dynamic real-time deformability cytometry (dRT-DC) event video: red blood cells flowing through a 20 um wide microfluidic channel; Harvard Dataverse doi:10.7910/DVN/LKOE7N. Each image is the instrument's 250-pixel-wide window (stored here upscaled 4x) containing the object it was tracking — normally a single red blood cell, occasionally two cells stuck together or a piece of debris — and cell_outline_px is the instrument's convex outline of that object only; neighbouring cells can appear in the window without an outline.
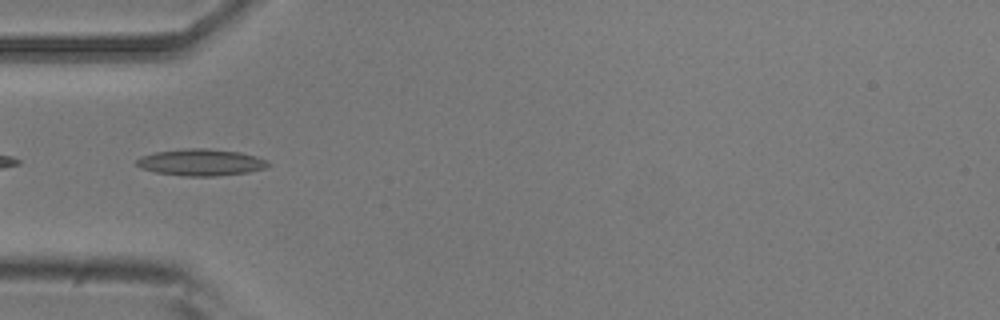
{"species": "common noctule bat (a hibernating species)", "species_latin": "Nyctalus noctula", "temperature_condition": "room temperature", "stored_images_in_passage": 2, "camera_frame_rate_fps": 3000, "um_per_image_px": 0.085, "animal": {"sex": "male", "body_mass_g": 20.5, "forearm_length_mm": 52.5}, "frame": {"image": 1, "passage_image": 1, "time_ms": 0.0, "image_size_px": [1000, 320], "cell_outline_px": [[272, 164], [264, 168], [248, 172], [216, 176], [184, 176], [156, 172], [140, 168], [136, 164], [136, 160], [140, 156], [156, 152], [184, 148], [208, 148], [240, 152], [256, 156], [268, 160]], "centroid_in_image_um": [17.09, 13.79], "position_along_channel_um": 67.9, "area_um2": 20.58}}
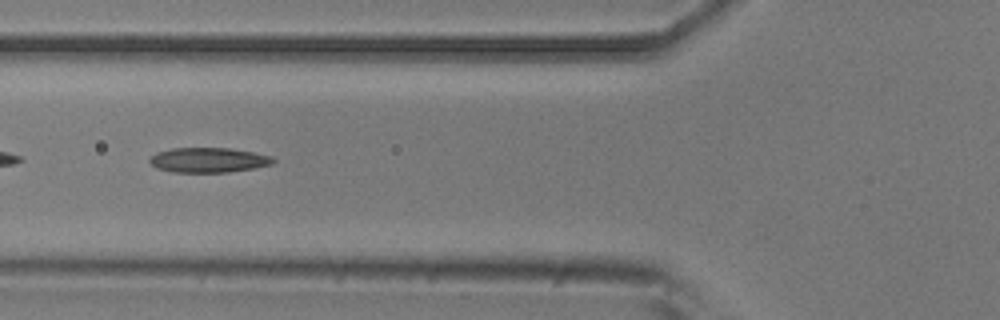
{"frame": {"image": 2, "passage_image": 2, "time_ms": 1.0, "image_size_px": [1000, 320], "cell_outline_px": [[276, 160], [272, 164], [256, 168], [228, 172], [172, 172], [156, 168], [148, 160], [156, 152], [172, 148], [232, 148], [272, 156]], "centroid_in_image_um": [17.73, 13.6], "position_along_channel_um": 108.1, "area_um2": 17.98}}